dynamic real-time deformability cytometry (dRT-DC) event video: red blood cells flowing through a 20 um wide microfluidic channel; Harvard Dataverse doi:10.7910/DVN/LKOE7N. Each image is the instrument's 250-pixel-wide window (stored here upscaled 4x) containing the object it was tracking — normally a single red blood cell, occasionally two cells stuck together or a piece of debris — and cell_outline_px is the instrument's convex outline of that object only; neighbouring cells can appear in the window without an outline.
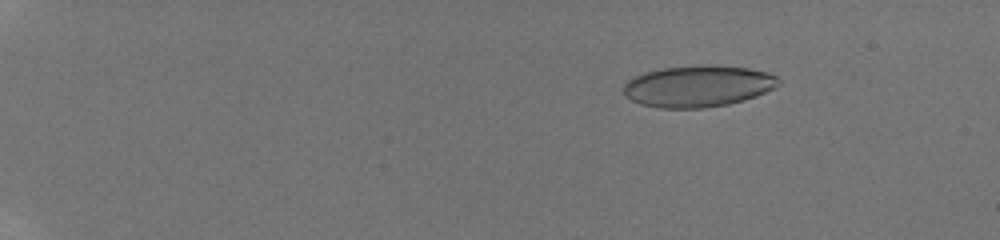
{"species": "human", "species_latin": "Homo sapiens", "temperature_condition": "room temperature", "stored_images_in_passage": 53, "camera_frame_rate_fps": 3000, "um_per_image_px": 0.085, "donor": {"sex": "male"}, "frame": {"image": 1, "passage_image": 8, "time_ms": 3.0, "image_size_px": [1000, 240], "cell_outline_px": [[780, 84], [756, 96], [744, 100], [728, 104], [704, 108], [660, 108], [640, 104], [624, 96], [624, 80], [632, 76], [644, 72], [660, 68], [700, 64], [716, 64], [748, 68], [768, 72], [776, 76], [780, 80]], "centroid_in_image_um": [59.29, 7.3], "position_along_channel_um": 25.7, "area_um2": 38.09}}
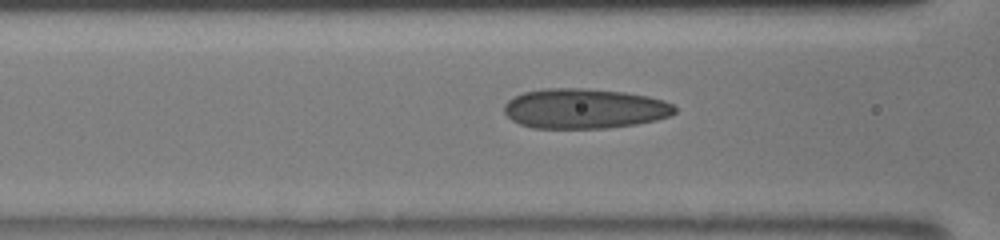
{"frame": {"image": 2, "passage_image": 24, "time_ms": 8.667, "image_size_px": [1000, 240], "cell_outline_px": [[676, 112], [668, 116], [656, 120], [636, 124], [608, 128], [532, 128], [520, 124], [512, 120], [504, 112], [504, 104], [508, 100], [524, 92], [548, 88], [584, 88], [624, 92], [648, 96], [664, 100], [672, 104], [676, 108]], "centroid_in_image_um": [49.68, 9.23], "position_along_channel_um": 116.9, "area_um2": 39.77}}
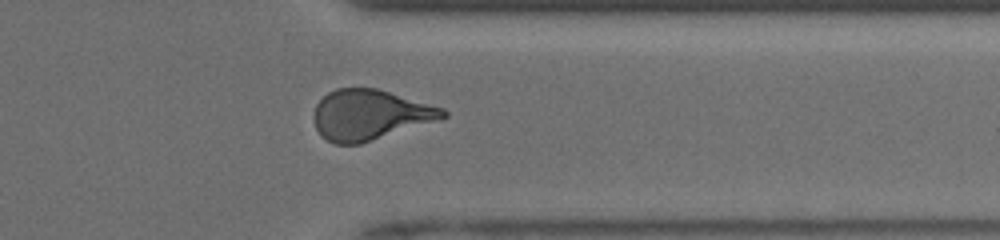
{"frame": {"image": 3, "passage_image": 44, "time_ms": 15.0, "image_size_px": [1000, 240], "cell_outline_px": [[448, 116], [436, 120], [360, 144], [336, 144], [320, 136], [312, 120], [312, 116], [316, 104], [328, 92], [336, 88], [376, 88], [444, 108], [448, 112]], "centroid_in_image_um": [31.39, 9.76], "position_along_channel_um": 380.0, "area_um2": 37.63}, "authors_computed_cell_mechanics": {"area_um2": 38.0902, "velocity_mm_per_s": 4.1596, "shape_relaxation_time_tau1_ms": null, "shape_relaxation_time_tau2_ms": 1.0616, "deformation_change_tau1": null, "deformation_change_tau2": 0.1005}}